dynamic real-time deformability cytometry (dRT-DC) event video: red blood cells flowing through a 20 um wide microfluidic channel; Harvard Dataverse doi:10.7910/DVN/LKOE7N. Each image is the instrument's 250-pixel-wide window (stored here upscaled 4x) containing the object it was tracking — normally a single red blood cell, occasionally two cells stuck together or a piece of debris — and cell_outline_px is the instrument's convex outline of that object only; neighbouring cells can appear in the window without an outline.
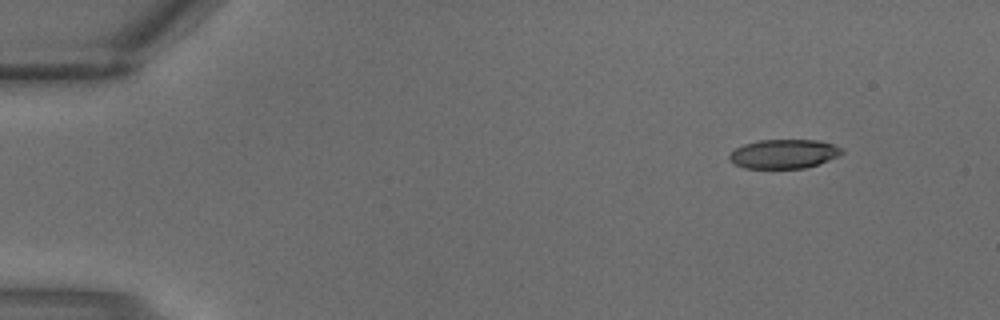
{"species": "common noctule bat (a hibernating species)", "species_latin": "Nyctalus noctula", "temperature_condition": "warm", "stored_images_in_passage": 2, "camera_frame_rate_fps": 3000, "um_per_image_px": 0.085, "animal": {"sex": "male", "body_mass_g": 18.8}, "frame": {"image": 1, "passage_image": 1, "time_ms": 0.0, "image_size_px": [1000, 320], "cell_outline_px": [[844, 152], [828, 160], [804, 168], [744, 168], [728, 160], [728, 156], [736, 148], [744, 144], [760, 140], [816, 140], [832, 144], [844, 148]], "centroid_in_image_um": [66.61, 13.08], "position_along_channel_um": 18.4, "area_um2": 18.9}}